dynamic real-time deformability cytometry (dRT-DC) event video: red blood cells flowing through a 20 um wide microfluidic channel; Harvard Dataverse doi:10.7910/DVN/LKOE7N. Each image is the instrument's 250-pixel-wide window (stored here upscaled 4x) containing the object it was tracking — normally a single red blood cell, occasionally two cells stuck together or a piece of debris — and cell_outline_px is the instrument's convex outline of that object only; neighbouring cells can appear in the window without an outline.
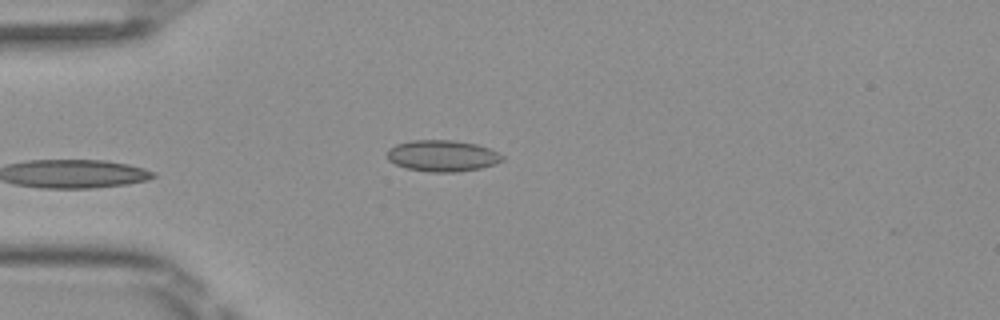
{"species": "Egyptian fruit bat (a non-hibernating species)", "species_latin": "Rousettus aegyptiacus", "temperature_condition": "room temperature", "stored_images_in_passage": 21, "camera_frame_rate_fps": 3000, "um_per_image_px": 0.085, "frame": {"image": 1, "passage_image": 1, "time_ms": 0.0, "image_size_px": [1000, 320], "cell_outline_px": [[504, 160], [496, 164], [480, 168], [456, 172], [432, 172], [408, 168], [396, 164], [388, 160], [388, 148], [396, 144], [412, 140], [452, 140], [476, 144], [488, 148], [504, 156]], "centroid_in_image_um": [37.61, 13.24], "position_along_channel_um": 47.4, "area_um2": 20.92}}
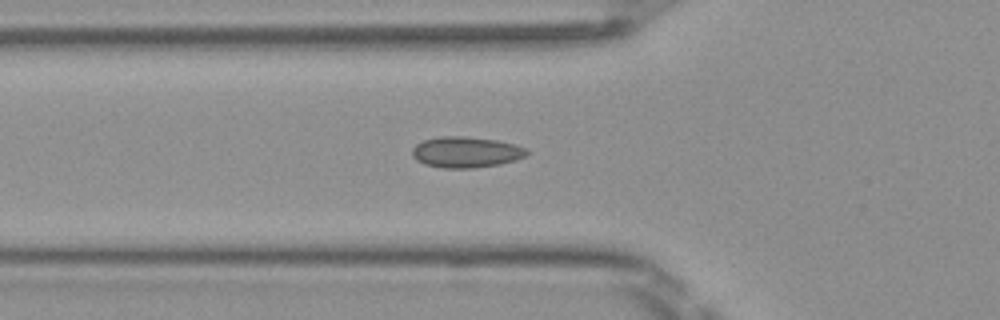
{"frame": {"image": 2, "passage_image": 5, "time_ms": 1.333, "image_size_px": [1000, 320], "cell_outline_px": [[528, 152], [524, 156], [516, 160], [500, 164], [472, 168], [444, 168], [424, 164], [416, 160], [412, 156], [412, 148], [416, 144], [424, 140], [440, 136], [464, 136], [496, 140], [512, 144], [524, 148]], "centroid_in_image_um": [39.56, 12.93], "position_along_channel_um": 86.2, "area_um2": 20.52}}
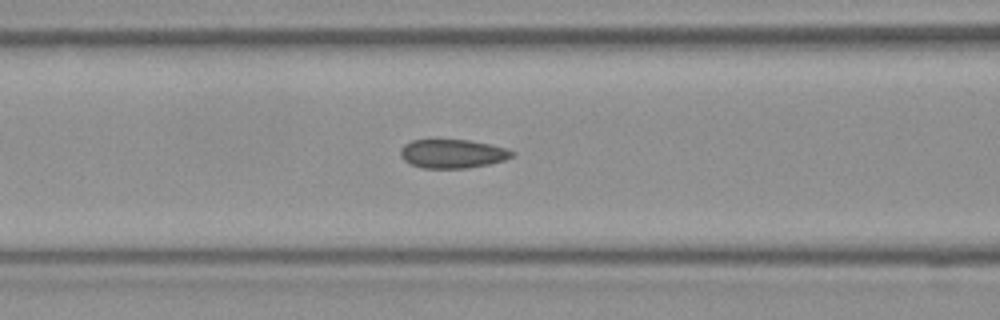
{"frame": {"image": 3, "passage_image": 8, "time_ms": 2.333, "image_size_px": [1000, 320], "cell_outline_px": [[516, 152], [512, 156], [504, 160], [488, 164], [468, 168], [424, 168], [412, 164], [404, 160], [400, 156], [400, 148], [404, 144], [412, 140], [468, 140], [492, 144], [508, 148]], "centroid_in_image_um": [38.48, 13.06], "position_along_channel_um": 128.1, "area_um2": 18.79}, "authors_computed_cell_mechanics": {"area_um2": 19.8254, "velocity_mm_per_s": 4.1737, "shape_relaxation_time_tau1_ms": 1.6459, "shape_relaxation_time_tau2_ms": 0.9666, "deformation_change_tau1": null, "deformation_change_tau2": 0.0476}}